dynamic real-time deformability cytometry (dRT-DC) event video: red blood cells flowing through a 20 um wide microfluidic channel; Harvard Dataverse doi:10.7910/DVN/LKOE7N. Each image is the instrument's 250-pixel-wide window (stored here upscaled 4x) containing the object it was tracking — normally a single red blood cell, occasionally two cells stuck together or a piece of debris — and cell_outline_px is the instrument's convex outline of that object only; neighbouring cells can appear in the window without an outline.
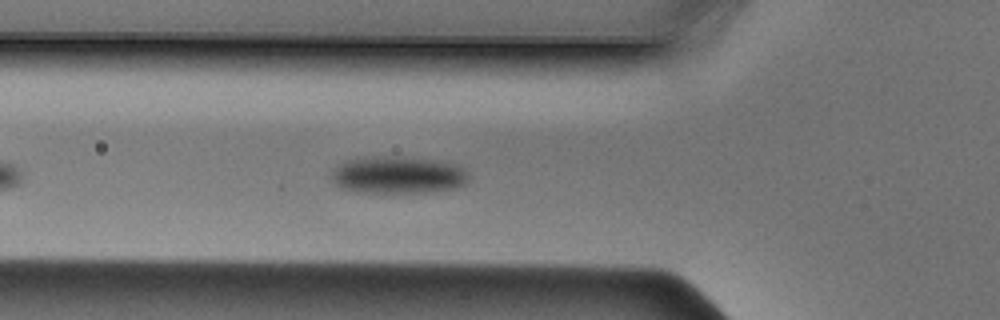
{"species": "Egyptian fruit bat (a non-hibernating species)", "species_latin": "Rousettus aegyptiacus", "temperature_condition": "cold", "stored_images_in_passage": 16, "camera_frame_rate_fps": 3000, "um_per_image_px": 0.085, "animal": {"sex": "male"}, "frame": {"image": 1, "passage_image": 7, "time_ms": 2.0, "image_size_px": [1000, 320], "cell_outline_px": [[468, 184], [456, 188], [436, 192], [360, 192], [340, 188], [328, 180], [328, 172], [336, 164], [348, 160], [372, 156], [388, 156], [428, 160], [456, 164], [464, 168], [468, 172]], "centroid_in_image_um": [33.75, 14.89], "position_along_channel_um": 92.0, "area_um2": 30.29}}
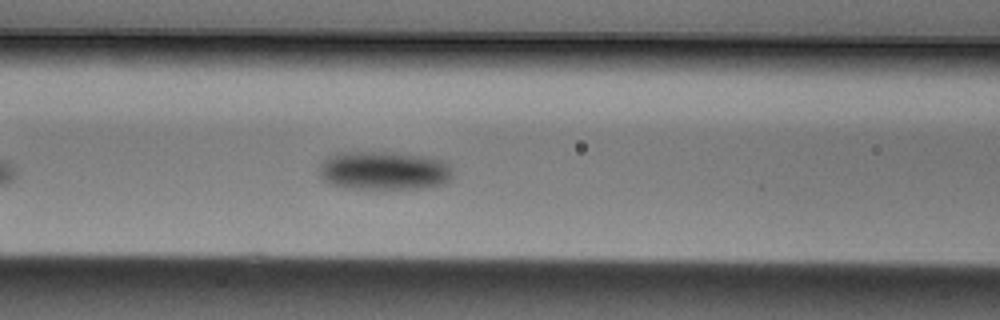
{"frame": {"image": 2, "passage_image": 10, "time_ms": 3.0, "image_size_px": [1000, 320], "cell_outline_px": [[452, 176], [444, 184], [424, 188], [352, 188], [332, 184], [324, 180], [320, 176], [316, 168], [328, 156], [336, 152], [396, 152], [428, 156], [440, 160], [448, 164], [452, 168]], "centroid_in_image_um": [32.62, 14.48], "position_along_channel_um": 134.0, "area_um2": 30.29}}
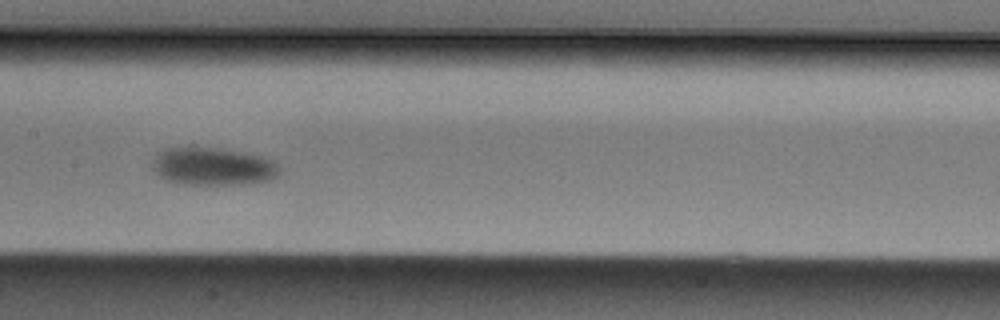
{"frame": {"image": 3, "passage_image": 14, "time_ms": 4.333, "image_size_px": [1000, 320], "cell_outline_px": [[280, 172], [276, 176], [268, 180], [252, 184], [184, 184], [164, 180], [152, 168], [152, 160], [156, 152], [164, 148], [188, 144], [220, 148], [244, 152], [264, 156], [276, 160], [280, 168]], "centroid_in_image_um": [18.07, 14.1], "position_along_channel_um": 189.3, "area_um2": 29.19}}